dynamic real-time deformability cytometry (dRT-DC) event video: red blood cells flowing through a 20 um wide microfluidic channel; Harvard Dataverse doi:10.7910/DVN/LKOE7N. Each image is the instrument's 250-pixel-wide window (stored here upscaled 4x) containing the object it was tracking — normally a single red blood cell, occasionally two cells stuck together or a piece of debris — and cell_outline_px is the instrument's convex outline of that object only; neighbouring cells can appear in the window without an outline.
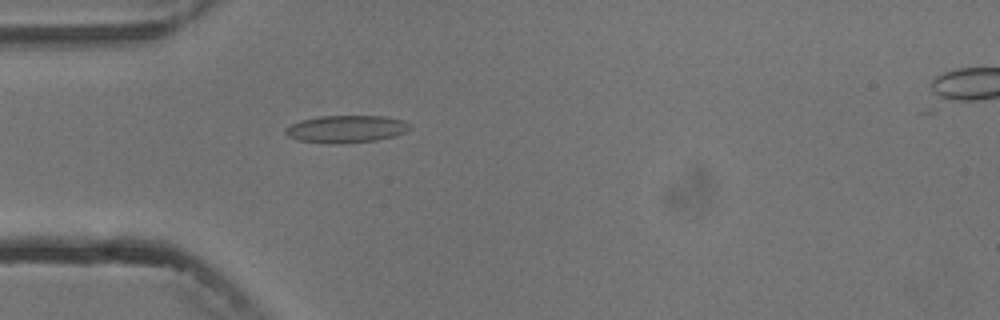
{"species": "common noctule bat (a hibernating species)", "species_latin": "Nyctalus noctula", "temperature_condition": "cold", "stored_images_in_passage": 4, "camera_frame_rate_fps": 3000, "um_per_image_px": 0.085, "animal": {"sex": "male", "body_mass_g": 13.3}, "frame": {"image": 1, "passage_image": 3, "time_ms": 2.333, "image_size_px": [1000, 320], "cell_outline_px": [[412, 128], [396, 136], [376, 140], [336, 144], [332, 144], [300, 140], [288, 136], [284, 132], [284, 128], [300, 120], [320, 116], [384, 116], [404, 120], [412, 124]], "centroid_in_image_um": [29.46, 10.96], "position_along_channel_um": 55.5, "area_um2": 19.94}}